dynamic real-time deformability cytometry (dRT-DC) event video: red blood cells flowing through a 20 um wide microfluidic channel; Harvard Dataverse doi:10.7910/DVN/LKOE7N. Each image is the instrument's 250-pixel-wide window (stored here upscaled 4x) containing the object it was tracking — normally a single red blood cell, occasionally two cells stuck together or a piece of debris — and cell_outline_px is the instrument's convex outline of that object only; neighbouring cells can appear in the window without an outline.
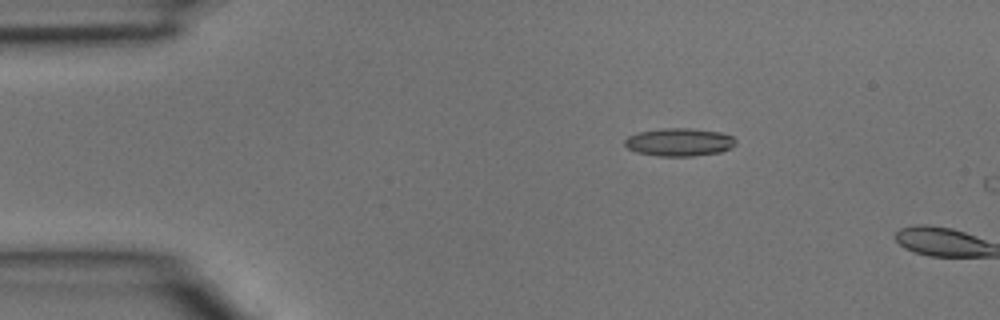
{"species": "common noctule bat (a hibernating species)", "species_latin": "Nyctalus noctula", "temperature_condition": "room temperature", "stored_images_in_passage": 3, "camera_frame_rate_fps": 3000, "um_per_image_px": 0.085, "animal": {"sex": "male", "body_mass_g": 15.6}, "frame": {"image": 1, "passage_image": 2, "time_ms": 0.333, "image_size_px": [1000, 320], "cell_outline_px": [[736, 144], [732, 148], [720, 152], [692, 156], [660, 156], [636, 152], [628, 148], [624, 144], [624, 140], [628, 136], [636, 132], [664, 128], [692, 128], [720, 132], [732, 136], [736, 140]], "centroid_in_image_um": [57.74, 12.07], "position_along_channel_um": 27.3, "area_um2": 18.21}}